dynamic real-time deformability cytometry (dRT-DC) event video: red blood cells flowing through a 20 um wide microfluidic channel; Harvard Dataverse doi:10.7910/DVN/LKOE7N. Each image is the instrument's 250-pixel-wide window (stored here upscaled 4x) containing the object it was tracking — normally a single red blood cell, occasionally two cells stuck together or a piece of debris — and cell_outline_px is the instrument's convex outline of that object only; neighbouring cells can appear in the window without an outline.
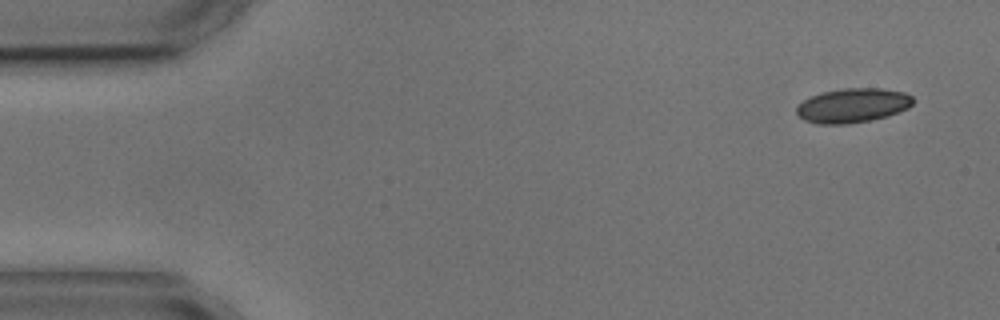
{"species": "common noctule bat (a hibernating species)", "species_latin": "Nyctalus noctula", "temperature_condition": "cold", "stored_images_in_passage": 4, "camera_frame_rate_fps": 3000, "um_per_image_px": 0.085, "animal": {"sex": "male", "body_mass_g": 17.9, "forearm_length_mm": 54.2}, "frame": {"image": 1, "passage_image": 1, "time_ms": 0.0, "image_size_px": [1000, 320], "cell_outline_px": [[916, 100], [908, 108], [888, 116], [868, 120], [844, 124], [816, 124], [804, 120], [796, 112], [796, 108], [804, 100], [812, 96], [824, 92], [844, 88], [884, 88], [904, 92], [912, 96]], "centroid_in_image_um": [72.52, 8.96], "position_along_channel_um": 12.5, "area_um2": 23.24}}
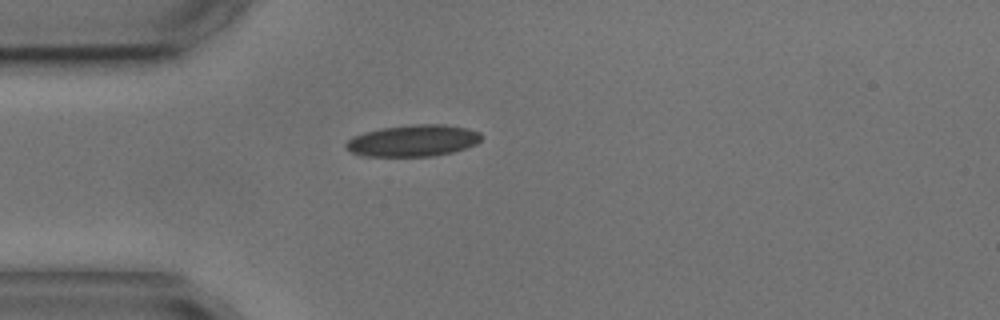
{"frame": {"image": 2, "passage_image": 4, "time_ms": 3.667, "image_size_px": [1000, 320], "cell_outline_px": [[484, 136], [476, 144], [452, 152], [432, 156], [360, 156], [352, 152], [344, 144], [352, 136], [364, 132], [380, 128], [416, 124], [444, 124], [468, 128], [480, 132]], "centroid_in_image_um": [35.12, 11.95], "position_along_channel_um": 49.9, "area_um2": 25.03}}